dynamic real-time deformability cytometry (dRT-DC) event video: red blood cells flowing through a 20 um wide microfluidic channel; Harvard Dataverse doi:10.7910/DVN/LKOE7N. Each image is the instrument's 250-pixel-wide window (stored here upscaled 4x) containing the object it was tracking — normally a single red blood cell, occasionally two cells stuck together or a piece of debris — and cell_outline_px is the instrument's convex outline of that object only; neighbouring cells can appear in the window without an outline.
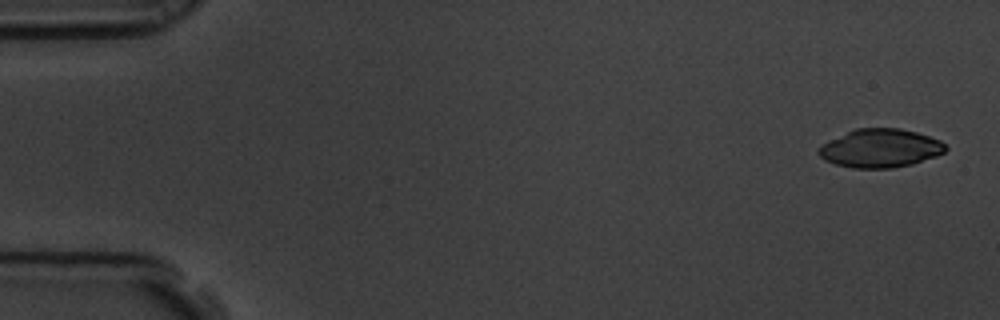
{"species": "common noctule bat (a hibernating species)", "species_latin": "Nyctalus noctula", "temperature_condition": "room temperature", "stored_images_in_passage": 15, "camera_frame_rate_fps": 3000, "um_per_image_px": 0.085, "animal": {"sex": "male", "body_mass_g": 19.5, "forearm_length_mm": 54.6}, "frame": {"image": 1, "passage_image": 1, "time_ms": 0.0, "image_size_px": [1000, 320], "cell_outline_px": [[948, 148], [944, 152], [936, 156], [912, 164], [892, 168], [852, 168], [836, 164], [824, 160], [816, 152], [816, 148], [828, 140], [856, 128], [900, 128], [916, 132], [940, 140]], "centroid_in_image_um": [74.79, 12.6], "position_along_channel_um": 10.2, "area_um2": 28.55}}